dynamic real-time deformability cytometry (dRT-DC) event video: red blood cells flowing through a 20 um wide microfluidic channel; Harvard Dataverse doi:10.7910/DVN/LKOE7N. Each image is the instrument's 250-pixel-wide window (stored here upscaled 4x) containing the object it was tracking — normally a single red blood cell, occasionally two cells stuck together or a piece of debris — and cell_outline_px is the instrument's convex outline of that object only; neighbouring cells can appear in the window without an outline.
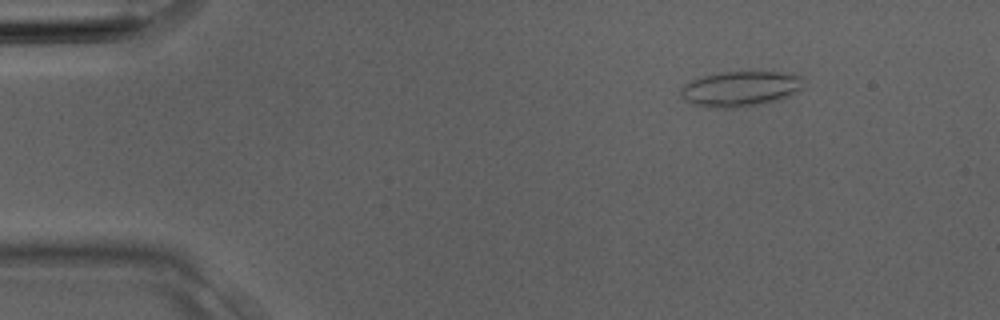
{"species": "Egyptian fruit bat (a non-hibernating species)", "species_latin": "Rousettus aegyptiacus", "temperature_condition": "room temperature", "stored_images_in_passage": 3, "camera_frame_rate_fps": 3000, "um_per_image_px": 0.085, "animal": {"sex": "male"}, "frame": {"image": 1, "passage_image": 2, "time_ms": 0.333, "image_size_px": [1000, 320], "cell_outline_px": [[804, 88], [792, 96], [780, 100], [732, 108], [708, 108], [696, 104], [680, 96], [680, 88], [684, 84], [692, 80], [704, 76], [724, 72], [780, 72], [804, 76]], "centroid_in_image_um": [63.0, 7.54], "position_along_channel_um": 22.0, "area_um2": 25.37}}